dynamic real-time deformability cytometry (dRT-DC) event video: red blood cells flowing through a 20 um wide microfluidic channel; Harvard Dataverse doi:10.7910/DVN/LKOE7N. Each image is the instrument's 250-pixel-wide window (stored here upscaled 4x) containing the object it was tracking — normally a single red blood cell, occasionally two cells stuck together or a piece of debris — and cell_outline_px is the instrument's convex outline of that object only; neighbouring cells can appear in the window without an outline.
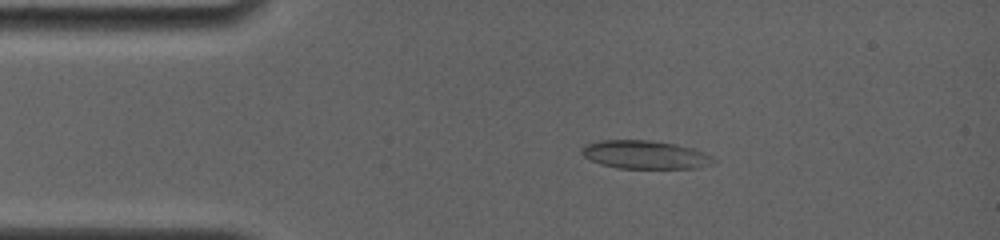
{"species": "common noctule bat (a hibernating species)", "species_latin": "Nyctalus noctula", "temperature_condition": "room temperature", "stored_images_in_passage": 48, "camera_frame_rate_fps": 4000, "um_per_image_px": 0.085, "animal": {"sex": "female", "body_mass_g": 19.0, "forearm_length_mm": 56.7}, "frame": {"image": 1, "passage_image": 8, "time_ms": 2.25, "image_size_px": [1000, 240], "cell_outline_px": [[716, 160], [712, 164], [696, 168], [616, 168], [600, 164], [584, 156], [580, 152], [588, 144], [600, 140], [648, 140], [676, 144], [692, 148], [704, 152], [712, 156]], "centroid_in_image_um": [54.86, 13.15], "position_along_channel_um": 30.1, "area_um2": 21.62}}
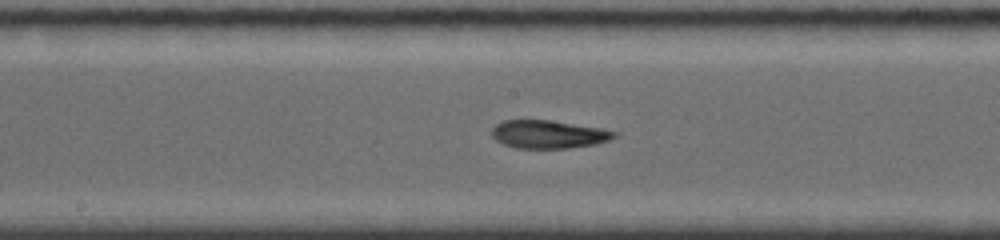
{"frame": {"image": 2, "passage_image": 25, "time_ms": 7.75, "image_size_px": [1000, 240], "cell_outline_px": [[620, 132], [616, 136], [608, 140], [596, 144], [568, 148], [516, 148], [504, 144], [496, 140], [492, 136], [492, 128], [496, 124], [504, 120], [548, 120], [600, 128]], "centroid_in_image_um": [46.62, 11.42], "position_along_channel_um": 201.6, "area_um2": 19.94}}
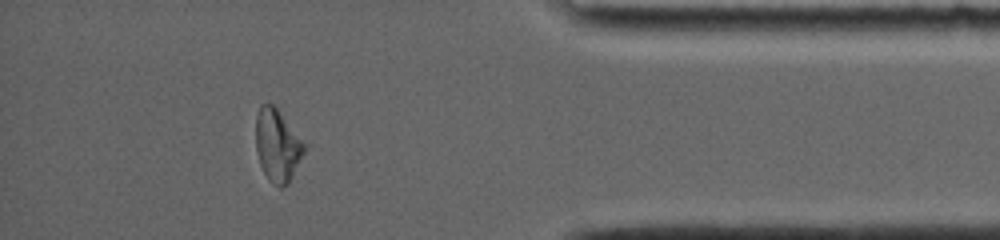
{"frame": {"image": 3, "passage_image": 43, "time_ms": 13.75, "image_size_px": [1000, 240], "cell_outline_px": [[308, 144], [288, 184], [280, 188], [272, 184], [268, 180], [260, 164], [256, 152], [256, 116], [260, 104], [272, 104], [276, 108]], "centroid_in_image_um": [23.59, 12.37], "position_along_channel_um": 411.6, "area_um2": 20.58}, "authors_computed_cell_mechanics": {"area_um2": 20.7502, "velocity_mm_per_s": 3.8351, "shape_relaxation_time_tau1_ms": null, "shape_relaxation_time_tau2_ms": 3.3306, "deformation_change_tau1": null, "deformation_change_tau2": 0.098}}